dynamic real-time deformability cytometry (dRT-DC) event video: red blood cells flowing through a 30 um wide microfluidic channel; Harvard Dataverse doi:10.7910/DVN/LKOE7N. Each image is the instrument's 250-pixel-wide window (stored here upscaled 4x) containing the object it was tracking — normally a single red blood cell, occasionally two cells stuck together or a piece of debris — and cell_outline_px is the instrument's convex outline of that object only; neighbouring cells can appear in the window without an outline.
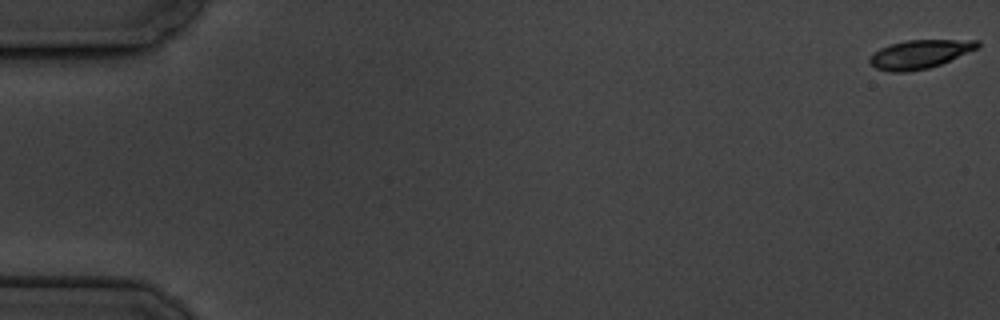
{"species": "common noctule bat (a hibernating species)", "species_latin": "Nyctalus noctula", "temperature_condition": "cold", "stored_images_in_passage": 4, "camera_frame_rate_fps": 3000, "um_per_image_px": 0.085, "animal": {"sex": "male", "body_mass_g": 19.5, "forearm_length_mm": 54.6}, "frame": {"image": 1, "passage_image": 1, "time_ms": 0.0, "image_size_px": [1000, 320], "cell_outline_px": [[980, 48], [940, 64], [928, 68], [908, 72], [892, 72], [876, 68], [868, 60], [868, 56], [880, 48], [892, 44], [908, 40], [980, 40]], "centroid_in_image_um": [78.19, 4.6], "position_along_channel_um": 6.8, "area_um2": 17.98}}